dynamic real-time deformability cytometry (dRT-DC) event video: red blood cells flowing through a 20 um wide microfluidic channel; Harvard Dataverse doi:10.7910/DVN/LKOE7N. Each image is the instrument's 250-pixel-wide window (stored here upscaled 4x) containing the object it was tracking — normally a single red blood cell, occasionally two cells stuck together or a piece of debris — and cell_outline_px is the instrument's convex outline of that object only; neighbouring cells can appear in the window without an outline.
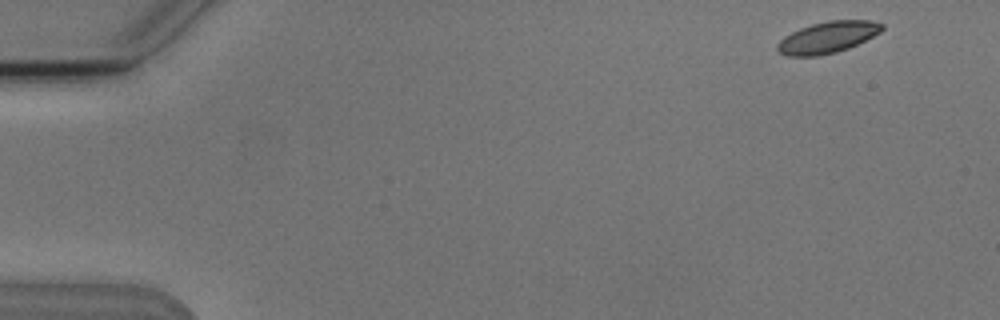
{"species": "Egyptian fruit bat (a non-hibernating species)", "species_latin": "Rousettus aegyptiacus", "temperature_condition": "cold", "stored_images_in_passage": 5, "camera_frame_rate_fps": 3000, "um_per_image_px": 0.085, "animal": {"sex": "male"}, "frame": {"image": 1, "passage_image": 1, "time_ms": 0.0, "image_size_px": [1000, 320], "cell_outline_px": [[884, 28], [880, 32], [848, 48], [836, 52], [816, 56], [788, 56], [780, 52], [776, 48], [776, 44], [784, 36], [800, 28], [812, 24], [828, 20], [872, 20], [884, 24]], "centroid_in_image_um": [70.34, 3.16], "position_along_channel_um": 14.7, "area_um2": 19.07}}
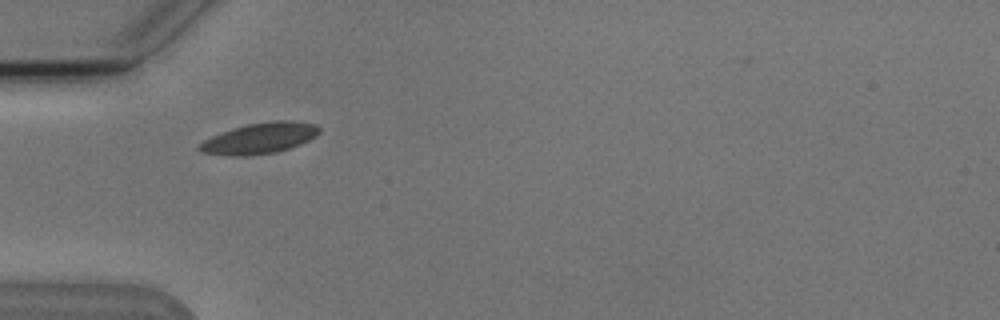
{"frame": {"image": 2, "passage_image": 5, "time_ms": 4.667, "image_size_px": [1000, 320], "cell_outline_px": [[320, 132], [316, 136], [300, 144], [276, 152], [244, 156], [232, 156], [200, 152], [196, 148], [204, 140], [220, 132], [232, 128], [248, 124], [276, 120], [292, 120], [316, 124], [320, 128]], "centroid_in_image_um": [22.06, 11.74], "position_along_channel_um": 62.9, "area_um2": 21.56}}